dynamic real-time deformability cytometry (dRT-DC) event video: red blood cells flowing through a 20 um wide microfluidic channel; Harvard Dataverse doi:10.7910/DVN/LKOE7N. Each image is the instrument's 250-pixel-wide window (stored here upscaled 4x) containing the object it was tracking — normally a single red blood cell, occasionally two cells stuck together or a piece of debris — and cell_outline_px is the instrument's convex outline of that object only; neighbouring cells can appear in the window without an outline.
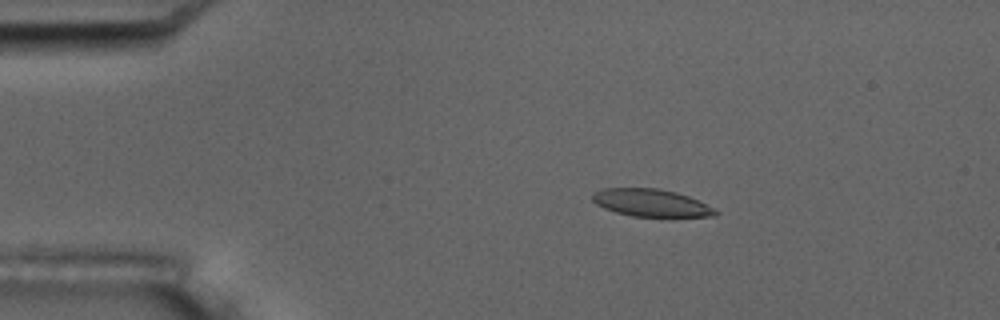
{"species": "common noctule bat (a hibernating species)", "species_latin": "Nyctalus noctula", "temperature_condition": "room temperature", "stored_images_in_passage": 53, "camera_frame_rate_fps": 3000, "um_per_image_px": 0.085, "animal": {"sex": "male", "body_mass_g": 17.5, "forearm_length_mm": 52.3}, "frame": {"image": 1, "passage_image": 9, "time_ms": 2.667, "image_size_px": [1000, 320], "cell_outline_px": [[720, 212], [716, 216], [672, 220], [632, 216], [616, 212], [604, 208], [596, 204], [592, 200], [592, 192], [600, 188], [660, 188], [676, 192], [688, 196]], "centroid_in_image_um": [55.39, 17.3], "position_along_channel_um": 29.6, "area_um2": 20.75}}
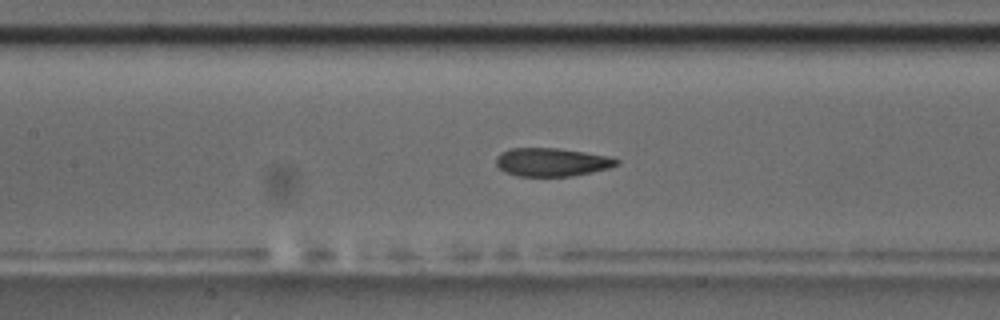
{"frame": {"image": 2, "passage_image": 24, "time_ms": 7.667, "image_size_px": [1000, 320], "cell_outline_px": [[620, 164], [612, 168], [572, 176], [516, 176], [504, 172], [496, 164], [496, 156], [500, 152], [512, 148], [556, 148], [584, 152], [608, 156], [620, 160]], "centroid_in_image_um": [46.91, 13.78], "position_along_channel_um": 160.5, "area_um2": 20.06}}
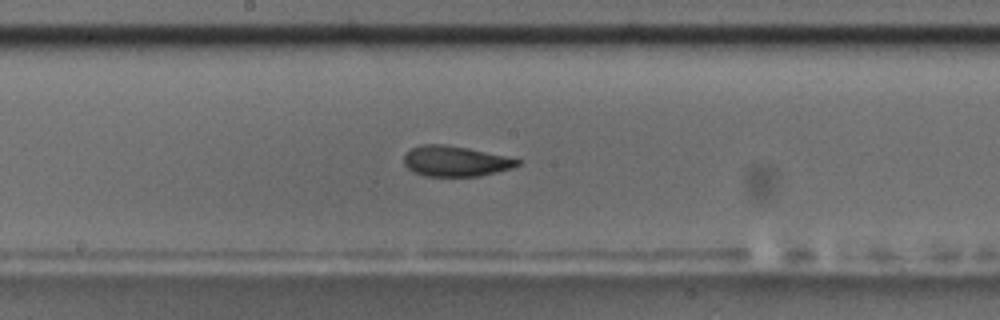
{"frame": {"image": 3, "passage_image": 28, "time_ms": 9.0, "image_size_px": [1000, 320], "cell_outline_px": [[520, 164], [512, 168], [480, 176], [424, 176], [408, 168], [404, 164], [404, 156], [412, 148], [420, 144], [444, 144], [468, 148], [504, 156], [520, 160]], "centroid_in_image_um": [38.69, 13.7], "position_along_channel_um": 209.5, "area_um2": 19.94}, "authors_computed_cell_mechanics": {"area_um2": 20.519, "velocity_mm_per_s": 3.706, "shape_relaxation_time_tau1_ms": null, "shape_relaxation_time_tau2_ms": 1.7752, "deformation_change_tau1": null, "deformation_change_tau2": 0.0906}}